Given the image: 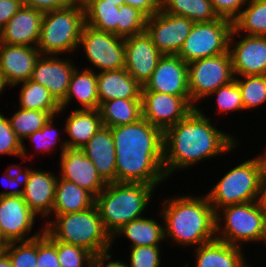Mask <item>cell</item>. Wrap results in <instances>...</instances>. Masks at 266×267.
Instances as JSON below:
<instances>
[{"mask_svg":"<svg viewBox=\"0 0 266 267\" xmlns=\"http://www.w3.org/2000/svg\"><path fill=\"white\" fill-rule=\"evenodd\" d=\"M116 151V182L156 187L167 179L163 168V132L143 117L110 127Z\"/></svg>","mask_w":266,"mask_h":267,"instance_id":"6da1fadb","label":"cell"},{"mask_svg":"<svg viewBox=\"0 0 266 267\" xmlns=\"http://www.w3.org/2000/svg\"><path fill=\"white\" fill-rule=\"evenodd\" d=\"M210 122L197 107L163 133L166 176L176 169L190 167L202 159H210L236 147L234 136L218 130Z\"/></svg>","mask_w":266,"mask_h":267,"instance_id":"7a4b0ae2","label":"cell"},{"mask_svg":"<svg viewBox=\"0 0 266 267\" xmlns=\"http://www.w3.org/2000/svg\"><path fill=\"white\" fill-rule=\"evenodd\" d=\"M163 205L165 238L179 246H200L216 239V213L207 195L168 198Z\"/></svg>","mask_w":266,"mask_h":267,"instance_id":"3957f363","label":"cell"},{"mask_svg":"<svg viewBox=\"0 0 266 267\" xmlns=\"http://www.w3.org/2000/svg\"><path fill=\"white\" fill-rule=\"evenodd\" d=\"M155 186L142 183H107L95 197L105 231L111 236L132 220L141 218Z\"/></svg>","mask_w":266,"mask_h":267,"instance_id":"277c9868","label":"cell"},{"mask_svg":"<svg viewBox=\"0 0 266 267\" xmlns=\"http://www.w3.org/2000/svg\"><path fill=\"white\" fill-rule=\"evenodd\" d=\"M44 231L53 239L82 247L94 256L111 250V236L105 231L95 204L86 210L57 215Z\"/></svg>","mask_w":266,"mask_h":267,"instance_id":"5b68a950","label":"cell"},{"mask_svg":"<svg viewBox=\"0 0 266 267\" xmlns=\"http://www.w3.org/2000/svg\"><path fill=\"white\" fill-rule=\"evenodd\" d=\"M85 25L83 3L45 12L40 29L37 49L41 55L57 56L79 48Z\"/></svg>","mask_w":266,"mask_h":267,"instance_id":"8992f818","label":"cell"},{"mask_svg":"<svg viewBox=\"0 0 266 267\" xmlns=\"http://www.w3.org/2000/svg\"><path fill=\"white\" fill-rule=\"evenodd\" d=\"M215 213L216 239L240 248L243 242H258L261 240L264 242L266 217L259 210L255 201L227 205L218 209ZM222 219L226 221L223 224L225 225L224 229L220 225ZM220 231H222L221 235Z\"/></svg>","mask_w":266,"mask_h":267,"instance_id":"52a82bcc","label":"cell"},{"mask_svg":"<svg viewBox=\"0 0 266 267\" xmlns=\"http://www.w3.org/2000/svg\"><path fill=\"white\" fill-rule=\"evenodd\" d=\"M261 176L259 157L247 160L228 171L207 195L214 211L227 205L255 201Z\"/></svg>","mask_w":266,"mask_h":267,"instance_id":"ba28073f","label":"cell"},{"mask_svg":"<svg viewBox=\"0 0 266 267\" xmlns=\"http://www.w3.org/2000/svg\"><path fill=\"white\" fill-rule=\"evenodd\" d=\"M233 22L218 18L210 22L194 23L178 56L187 64L229 51Z\"/></svg>","mask_w":266,"mask_h":267,"instance_id":"9c48e42d","label":"cell"},{"mask_svg":"<svg viewBox=\"0 0 266 267\" xmlns=\"http://www.w3.org/2000/svg\"><path fill=\"white\" fill-rule=\"evenodd\" d=\"M188 65V89L192 103L208 97L219 87L231 83L235 76L230 52L198 59Z\"/></svg>","mask_w":266,"mask_h":267,"instance_id":"30bf717a","label":"cell"},{"mask_svg":"<svg viewBox=\"0 0 266 267\" xmlns=\"http://www.w3.org/2000/svg\"><path fill=\"white\" fill-rule=\"evenodd\" d=\"M80 44L91 64L101 70L99 72L125 68V42L123 37L85 24L81 32L79 47Z\"/></svg>","mask_w":266,"mask_h":267,"instance_id":"8fae6325","label":"cell"},{"mask_svg":"<svg viewBox=\"0 0 266 267\" xmlns=\"http://www.w3.org/2000/svg\"><path fill=\"white\" fill-rule=\"evenodd\" d=\"M142 117L163 133L184 119L194 108L190 97L142 91Z\"/></svg>","mask_w":266,"mask_h":267,"instance_id":"7c38bea8","label":"cell"},{"mask_svg":"<svg viewBox=\"0 0 266 267\" xmlns=\"http://www.w3.org/2000/svg\"><path fill=\"white\" fill-rule=\"evenodd\" d=\"M193 24L188 18L166 14L160 10L147 17L146 32L163 55H178Z\"/></svg>","mask_w":266,"mask_h":267,"instance_id":"4fadbf2b","label":"cell"},{"mask_svg":"<svg viewBox=\"0 0 266 267\" xmlns=\"http://www.w3.org/2000/svg\"><path fill=\"white\" fill-rule=\"evenodd\" d=\"M36 216L24 201L23 196L0 197V227L8 242L20 243L42 235L44 227H42L43 230L41 229L42 232L39 230L34 235L28 236Z\"/></svg>","mask_w":266,"mask_h":267,"instance_id":"5bb4252c","label":"cell"},{"mask_svg":"<svg viewBox=\"0 0 266 267\" xmlns=\"http://www.w3.org/2000/svg\"><path fill=\"white\" fill-rule=\"evenodd\" d=\"M124 42L125 70L144 86L163 54L153 44L146 31L126 37Z\"/></svg>","mask_w":266,"mask_h":267,"instance_id":"9a60e30c","label":"cell"},{"mask_svg":"<svg viewBox=\"0 0 266 267\" xmlns=\"http://www.w3.org/2000/svg\"><path fill=\"white\" fill-rule=\"evenodd\" d=\"M142 91L190 97L187 63L178 55H163Z\"/></svg>","mask_w":266,"mask_h":267,"instance_id":"2e32d148","label":"cell"},{"mask_svg":"<svg viewBox=\"0 0 266 267\" xmlns=\"http://www.w3.org/2000/svg\"><path fill=\"white\" fill-rule=\"evenodd\" d=\"M235 36L233 29L229 40V52L234 76L266 75V36L244 35L233 46Z\"/></svg>","mask_w":266,"mask_h":267,"instance_id":"e0dca14e","label":"cell"},{"mask_svg":"<svg viewBox=\"0 0 266 267\" xmlns=\"http://www.w3.org/2000/svg\"><path fill=\"white\" fill-rule=\"evenodd\" d=\"M76 67L69 60L40 55L34 65L31 79L48 89L60 104L68 92L71 76Z\"/></svg>","mask_w":266,"mask_h":267,"instance_id":"ac0fdd59","label":"cell"},{"mask_svg":"<svg viewBox=\"0 0 266 267\" xmlns=\"http://www.w3.org/2000/svg\"><path fill=\"white\" fill-rule=\"evenodd\" d=\"M40 55L37 47L0 42V70L7 86L14 87L31 79Z\"/></svg>","mask_w":266,"mask_h":267,"instance_id":"d6986e66","label":"cell"},{"mask_svg":"<svg viewBox=\"0 0 266 267\" xmlns=\"http://www.w3.org/2000/svg\"><path fill=\"white\" fill-rule=\"evenodd\" d=\"M61 177L77 184L96 197L106 186L91 160L80 149H66L60 154Z\"/></svg>","mask_w":266,"mask_h":267,"instance_id":"ffe728a7","label":"cell"},{"mask_svg":"<svg viewBox=\"0 0 266 267\" xmlns=\"http://www.w3.org/2000/svg\"><path fill=\"white\" fill-rule=\"evenodd\" d=\"M43 16V12L23 4L0 32V42L37 47Z\"/></svg>","mask_w":266,"mask_h":267,"instance_id":"44dd1931","label":"cell"},{"mask_svg":"<svg viewBox=\"0 0 266 267\" xmlns=\"http://www.w3.org/2000/svg\"><path fill=\"white\" fill-rule=\"evenodd\" d=\"M80 150L106 183L116 182V151L110 127L102 126Z\"/></svg>","mask_w":266,"mask_h":267,"instance_id":"7402d4cb","label":"cell"},{"mask_svg":"<svg viewBox=\"0 0 266 267\" xmlns=\"http://www.w3.org/2000/svg\"><path fill=\"white\" fill-rule=\"evenodd\" d=\"M57 179L58 177L50 172L32 170L24 189L23 199L36 215L48 217L52 214Z\"/></svg>","mask_w":266,"mask_h":267,"instance_id":"603a6c76","label":"cell"},{"mask_svg":"<svg viewBox=\"0 0 266 267\" xmlns=\"http://www.w3.org/2000/svg\"><path fill=\"white\" fill-rule=\"evenodd\" d=\"M143 86L125 68L97 73L99 106L114 99H141Z\"/></svg>","mask_w":266,"mask_h":267,"instance_id":"cb8c5ba5","label":"cell"},{"mask_svg":"<svg viewBox=\"0 0 266 267\" xmlns=\"http://www.w3.org/2000/svg\"><path fill=\"white\" fill-rule=\"evenodd\" d=\"M65 131L69 134L62 141L61 154L68 149H81L103 126L99 109H76L66 118Z\"/></svg>","mask_w":266,"mask_h":267,"instance_id":"d4e9b609","label":"cell"},{"mask_svg":"<svg viewBox=\"0 0 266 267\" xmlns=\"http://www.w3.org/2000/svg\"><path fill=\"white\" fill-rule=\"evenodd\" d=\"M241 248L218 239L196 247L197 267H248Z\"/></svg>","mask_w":266,"mask_h":267,"instance_id":"484cf974","label":"cell"},{"mask_svg":"<svg viewBox=\"0 0 266 267\" xmlns=\"http://www.w3.org/2000/svg\"><path fill=\"white\" fill-rule=\"evenodd\" d=\"M58 179L52 208L54 216L80 212L91 208L95 204V197L90 192L73 182L60 177Z\"/></svg>","mask_w":266,"mask_h":267,"instance_id":"4316f807","label":"cell"},{"mask_svg":"<svg viewBox=\"0 0 266 267\" xmlns=\"http://www.w3.org/2000/svg\"><path fill=\"white\" fill-rule=\"evenodd\" d=\"M91 68L79 71L75 68L71 76L68 92L65 99L60 103L61 110L72 101L73 97L82 105V109H99L97 93V73Z\"/></svg>","mask_w":266,"mask_h":267,"instance_id":"83f0119b","label":"cell"},{"mask_svg":"<svg viewBox=\"0 0 266 267\" xmlns=\"http://www.w3.org/2000/svg\"><path fill=\"white\" fill-rule=\"evenodd\" d=\"M99 111L103 126L131 124L142 118V99H114L102 102Z\"/></svg>","mask_w":266,"mask_h":267,"instance_id":"f1b7e54d","label":"cell"},{"mask_svg":"<svg viewBox=\"0 0 266 267\" xmlns=\"http://www.w3.org/2000/svg\"><path fill=\"white\" fill-rule=\"evenodd\" d=\"M124 235L131 241V247L137 246H159L160 242L165 239V230L163 224H159L155 219L138 218L125 224L112 237Z\"/></svg>","mask_w":266,"mask_h":267,"instance_id":"f546056e","label":"cell"},{"mask_svg":"<svg viewBox=\"0 0 266 267\" xmlns=\"http://www.w3.org/2000/svg\"><path fill=\"white\" fill-rule=\"evenodd\" d=\"M85 24L118 36L119 6L106 0H85Z\"/></svg>","mask_w":266,"mask_h":267,"instance_id":"4dcf8cb0","label":"cell"},{"mask_svg":"<svg viewBox=\"0 0 266 267\" xmlns=\"http://www.w3.org/2000/svg\"><path fill=\"white\" fill-rule=\"evenodd\" d=\"M161 10L166 14L188 18L194 23L219 18L210 0H161Z\"/></svg>","mask_w":266,"mask_h":267,"instance_id":"1f68e13d","label":"cell"},{"mask_svg":"<svg viewBox=\"0 0 266 267\" xmlns=\"http://www.w3.org/2000/svg\"><path fill=\"white\" fill-rule=\"evenodd\" d=\"M233 21L235 34L246 32L249 36H266V0H249Z\"/></svg>","mask_w":266,"mask_h":267,"instance_id":"d6a6232c","label":"cell"},{"mask_svg":"<svg viewBox=\"0 0 266 267\" xmlns=\"http://www.w3.org/2000/svg\"><path fill=\"white\" fill-rule=\"evenodd\" d=\"M22 86L19 95V108L50 112L55 117L57 113H60V104L46 87L30 79L23 82Z\"/></svg>","mask_w":266,"mask_h":267,"instance_id":"836d02e7","label":"cell"},{"mask_svg":"<svg viewBox=\"0 0 266 267\" xmlns=\"http://www.w3.org/2000/svg\"><path fill=\"white\" fill-rule=\"evenodd\" d=\"M52 116L50 112L20 108L9 119L17 138L22 142V158H28L23 140L36 131L41 130Z\"/></svg>","mask_w":266,"mask_h":267,"instance_id":"e575fe53","label":"cell"},{"mask_svg":"<svg viewBox=\"0 0 266 267\" xmlns=\"http://www.w3.org/2000/svg\"><path fill=\"white\" fill-rule=\"evenodd\" d=\"M234 78L237 82L242 97L244 110L253 109L266 102V75H245Z\"/></svg>","mask_w":266,"mask_h":267,"instance_id":"d590c367","label":"cell"},{"mask_svg":"<svg viewBox=\"0 0 266 267\" xmlns=\"http://www.w3.org/2000/svg\"><path fill=\"white\" fill-rule=\"evenodd\" d=\"M43 234L56 246L61 267H83L85 263L87 267H91L94 256L91 252L73 244L53 240L45 231Z\"/></svg>","mask_w":266,"mask_h":267,"instance_id":"8d00e7d4","label":"cell"},{"mask_svg":"<svg viewBox=\"0 0 266 267\" xmlns=\"http://www.w3.org/2000/svg\"><path fill=\"white\" fill-rule=\"evenodd\" d=\"M147 16L139 9L123 4L119 8L118 36L126 38L146 31Z\"/></svg>","mask_w":266,"mask_h":267,"instance_id":"74e56055","label":"cell"},{"mask_svg":"<svg viewBox=\"0 0 266 267\" xmlns=\"http://www.w3.org/2000/svg\"><path fill=\"white\" fill-rule=\"evenodd\" d=\"M9 242L5 253L10 258L13 267H36L37 263V238L29 241Z\"/></svg>","mask_w":266,"mask_h":267,"instance_id":"f35d334b","label":"cell"},{"mask_svg":"<svg viewBox=\"0 0 266 267\" xmlns=\"http://www.w3.org/2000/svg\"><path fill=\"white\" fill-rule=\"evenodd\" d=\"M212 95L216 96V104L219 113H227L234 110H244L241 91L235 80L225 86L219 87L209 96Z\"/></svg>","mask_w":266,"mask_h":267,"instance_id":"ab89813d","label":"cell"},{"mask_svg":"<svg viewBox=\"0 0 266 267\" xmlns=\"http://www.w3.org/2000/svg\"><path fill=\"white\" fill-rule=\"evenodd\" d=\"M0 154L22 157V142L17 138L9 119L0 113Z\"/></svg>","mask_w":266,"mask_h":267,"instance_id":"60d3db41","label":"cell"},{"mask_svg":"<svg viewBox=\"0 0 266 267\" xmlns=\"http://www.w3.org/2000/svg\"><path fill=\"white\" fill-rule=\"evenodd\" d=\"M129 267H159L161 263L159 246L131 247Z\"/></svg>","mask_w":266,"mask_h":267,"instance_id":"b9f144b4","label":"cell"},{"mask_svg":"<svg viewBox=\"0 0 266 267\" xmlns=\"http://www.w3.org/2000/svg\"><path fill=\"white\" fill-rule=\"evenodd\" d=\"M55 116H52L50 120L43 126L41 130L36 131L26 138L30 139L32 143H35V148L42 152L52 151L54 145L58 142L57 128L55 129L53 125V120Z\"/></svg>","mask_w":266,"mask_h":267,"instance_id":"7bdbcfd3","label":"cell"},{"mask_svg":"<svg viewBox=\"0 0 266 267\" xmlns=\"http://www.w3.org/2000/svg\"><path fill=\"white\" fill-rule=\"evenodd\" d=\"M36 267H61L56 246L44 234L37 237Z\"/></svg>","mask_w":266,"mask_h":267,"instance_id":"ee69618b","label":"cell"},{"mask_svg":"<svg viewBox=\"0 0 266 267\" xmlns=\"http://www.w3.org/2000/svg\"><path fill=\"white\" fill-rule=\"evenodd\" d=\"M24 170L21 167H18L16 164L15 165L13 164L11 167L9 166V169L6 170L7 172H5L7 174H4L7 185L10 184L9 186L14 188L16 186H19V184H23V188L15 189L12 191L9 190L7 192L6 191L1 192L0 197L5 196V195L6 196H19V195L23 196L26 183L29 180L30 174L32 172V168L29 169L26 167Z\"/></svg>","mask_w":266,"mask_h":267,"instance_id":"f6af8a7d","label":"cell"},{"mask_svg":"<svg viewBox=\"0 0 266 267\" xmlns=\"http://www.w3.org/2000/svg\"><path fill=\"white\" fill-rule=\"evenodd\" d=\"M220 18L233 22L249 0H210ZM245 4V5H244Z\"/></svg>","mask_w":266,"mask_h":267,"instance_id":"bcb514c9","label":"cell"},{"mask_svg":"<svg viewBox=\"0 0 266 267\" xmlns=\"http://www.w3.org/2000/svg\"><path fill=\"white\" fill-rule=\"evenodd\" d=\"M77 2L78 0H23L24 5L30 6L43 13L65 8Z\"/></svg>","mask_w":266,"mask_h":267,"instance_id":"7dc6e473","label":"cell"},{"mask_svg":"<svg viewBox=\"0 0 266 267\" xmlns=\"http://www.w3.org/2000/svg\"><path fill=\"white\" fill-rule=\"evenodd\" d=\"M23 4V0H0V32Z\"/></svg>","mask_w":266,"mask_h":267,"instance_id":"c3c4849f","label":"cell"},{"mask_svg":"<svg viewBox=\"0 0 266 267\" xmlns=\"http://www.w3.org/2000/svg\"><path fill=\"white\" fill-rule=\"evenodd\" d=\"M123 4L139 9L147 17L161 10V0H123Z\"/></svg>","mask_w":266,"mask_h":267,"instance_id":"681fc988","label":"cell"},{"mask_svg":"<svg viewBox=\"0 0 266 267\" xmlns=\"http://www.w3.org/2000/svg\"><path fill=\"white\" fill-rule=\"evenodd\" d=\"M112 255H110L109 251L104 253H99L93 256L91 267H129L127 264L123 263L120 260L118 261H108L105 264L106 260L111 259ZM105 264V265H104Z\"/></svg>","mask_w":266,"mask_h":267,"instance_id":"f907efd6","label":"cell"},{"mask_svg":"<svg viewBox=\"0 0 266 267\" xmlns=\"http://www.w3.org/2000/svg\"><path fill=\"white\" fill-rule=\"evenodd\" d=\"M259 210L266 217V175H262L259 181L257 197L255 200Z\"/></svg>","mask_w":266,"mask_h":267,"instance_id":"816d5d0a","label":"cell"},{"mask_svg":"<svg viewBox=\"0 0 266 267\" xmlns=\"http://www.w3.org/2000/svg\"><path fill=\"white\" fill-rule=\"evenodd\" d=\"M0 267H13V264L6 253L0 257Z\"/></svg>","mask_w":266,"mask_h":267,"instance_id":"f5cc1de1","label":"cell"},{"mask_svg":"<svg viewBox=\"0 0 266 267\" xmlns=\"http://www.w3.org/2000/svg\"><path fill=\"white\" fill-rule=\"evenodd\" d=\"M259 160L262 166V175H266V152L259 156Z\"/></svg>","mask_w":266,"mask_h":267,"instance_id":"db71d44e","label":"cell"},{"mask_svg":"<svg viewBox=\"0 0 266 267\" xmlns=\"http://www.w3.org/2000/svg\"><path fill=\"white\" fill-rule=\"evenodd\" d=\"M7 86L2 71L0 70V94L2 93V90H4V88Z\"/></svg>","mask_w":266,"mask_h":267,"instance_id":"11a10c76","label":"cell"},{"mask_svg":"<svg viewBox=\"0 0 266 267\" xmlns=\"http://www.w3.org/2000/svg\"><path fill=\"white\" fill-rule=\"evenodd\" d=\"M9 242H0V257L5 253L6 246Z\"/></svg>","mask_w":266,"mask_h":267,"instance_id":"9f6ffc18","label":"cell"},{"mask_svg":"<svg viewBox=\"0 0 266 267\" xmlns=\"http://www.w3.org/2000/svg\"><path fill=\"white\" fill-rule=\"evenodd\" d=\"M107 2L116 3V6L123 5V0H106Z\"/></svg>","mask_w":266,"mask_h":267,"instance_id":"6f0895ef","label":"cell"},{"mask_svg":"<svg viewBox=\"0 0 266 267\" xmlns=\"http://www.w3.org/2000/svg\"><path fill=\"white\" fill-rule=\"evenodd\" d=\"M0 242H8L5 238H4V235H3V232L1 230V227H0Z\"/></svg>","mask_w":266,"mask_h":267,"instance_id":"680465c9","label":"cell"},{"mask_svg":"<svg viewBox=\"0 0 266 267\" xmlns=\"http://www.w3.org/2000/svg\"><path fill=\"white\" fill-rule=\"evenodd\" d=\"M85 0H78V2L83 3Z\"/></svg>","mask_w":266,"mask_h":267,"instance_id":"91938a15","label":"cell"}]
</instances>
